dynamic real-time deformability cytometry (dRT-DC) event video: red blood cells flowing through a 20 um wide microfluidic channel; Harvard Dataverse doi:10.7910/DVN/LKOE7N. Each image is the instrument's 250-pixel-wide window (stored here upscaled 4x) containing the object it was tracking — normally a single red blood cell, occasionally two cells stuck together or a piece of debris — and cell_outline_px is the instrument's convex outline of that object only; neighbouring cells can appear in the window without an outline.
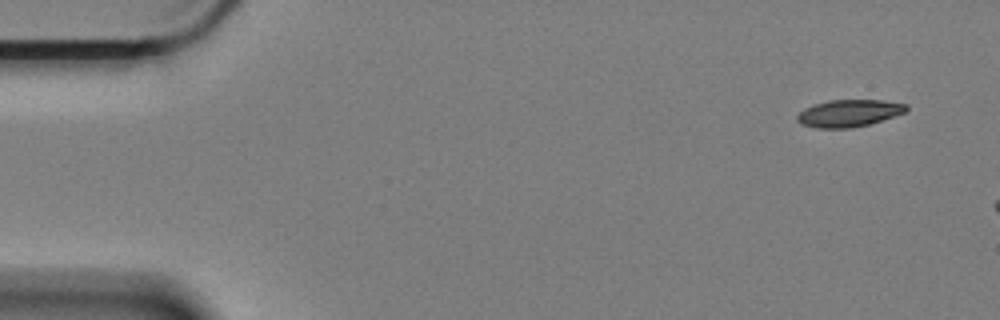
{"species": "Egyptian fruit bat (a non-hibernating species)", "species_latin": "Rousettus aegyptiacus", "temperature_condition": "cold", "stored_images_in_passage": 12, "camera_frame_rate_fps": 3000, "um_per_image_px": 0.085, "animal": {"sex": "female"}, "frame": {"image": 1, "passage_image": 1, "time_ms": 0.0, "image_size_px": [1000, 320], "cell_outline_px": [[908, 108], [904, 112], [868, 124], [852, 128], [816, 128], [800, 124], [796, 120], [796, 116], [804, 108], [812, 104], [828, 100], [884, 100], [908, 104]], "centroid_in_image_um": [72.1, 9.61], "position_along_channel_um": 12.9, "area_um2": 17.28}}